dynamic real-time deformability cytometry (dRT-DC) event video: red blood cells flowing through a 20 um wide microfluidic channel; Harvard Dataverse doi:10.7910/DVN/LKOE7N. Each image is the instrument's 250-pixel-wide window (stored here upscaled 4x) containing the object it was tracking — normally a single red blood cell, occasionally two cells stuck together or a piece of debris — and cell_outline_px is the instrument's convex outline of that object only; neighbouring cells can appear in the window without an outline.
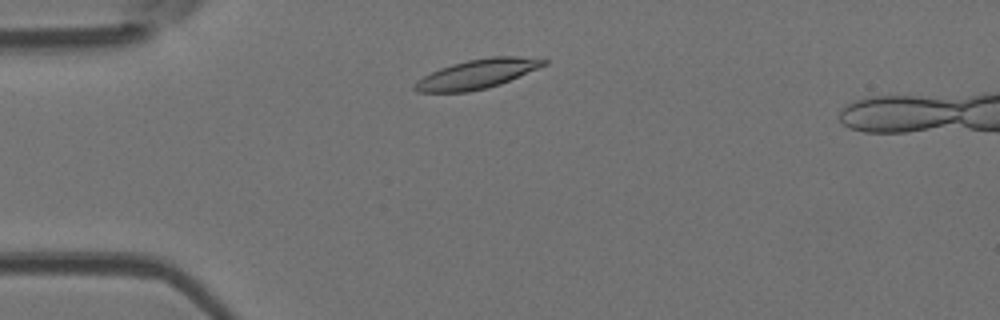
{"species": "Egyptian fruit bat (a non-hibernating species)", "species_latin": "Rousettus aegyptiacus", "temperature_condition": "room temperature", "stored_images_in_passage": 41, "camera_frame_rate_fps": 3000, "um_per_image_px": 0.085, "animal": {"sex": "female"}, "frame": {"image": 1, "passage_image": 3, "time_ms": 0.667, "image_size_px": [1000, 320], "cell_outline_px": [[548, 64], [500, 84], [488, 88], [468, 92], [416, 92], [412, 88], [412, 84], [416, 80], [440, 68], [452, 64], [468, 60], [492, 56], [516, 56], [548, 60]], "centroid_in_image_um": [40.52, 6.3], "position_along_channel_um": 44.5, "area_um2": 22.02}}
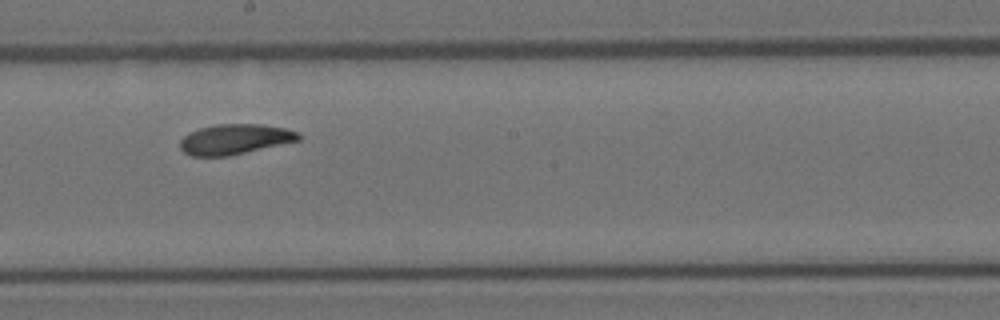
{"frame": {"image": 2, "passage_image": 19, "time_ms": 6.0, "image_size_px": [1000, 320], "cell_outline_px": [[300, 140], [228, 156], [192, 156], [184, 152], [180, 148], [180, 140], [184, 136], [200, 128], [216, 124], [264, 124], [284, 128], [300, 132]], "centroid_in_image_um": [19.97, 11.83], "position_along_channel_um": 228.2, "area_um2": 20.75}}
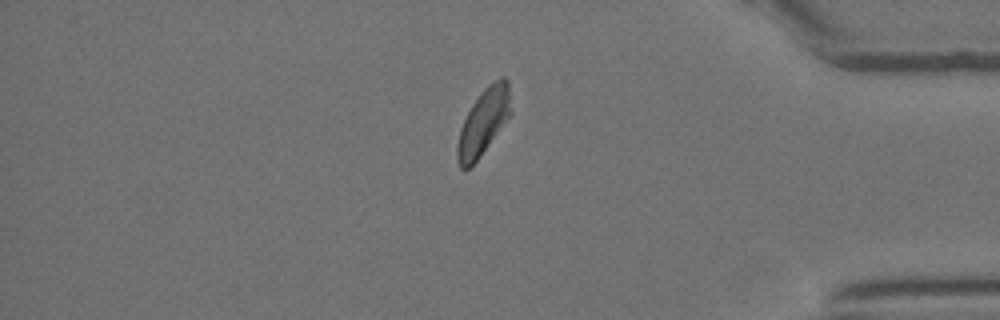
{"frame": {"image": 3, "passage_image": 34, "time_ms": 11.0, "image_size_px": [1000, 320], "cell_outline_px": [[512, 112], [480, 156], [464, 172], [460, 168], [456, 160], [456, 144], [460, 128], [472, 104], [484, 88], [488, 84], [500, 76], [504, 76], [508, 80]], "centroid_in_image_um": [41.08, 10.35], "position_along_channel_um": 394.1, "area_um2": 20.63}, "authors_computed_cell_mechanics": {"area_um2": 20.9236, "velocity_mm_per_s": 3.8514, "shape_relaxation_time_tau1_ms": 3.1786, "shape_relaxation_time_tau2_ms": null, "deformation_change_tau1": 0.1254, "deformation_change_tau2": null}}